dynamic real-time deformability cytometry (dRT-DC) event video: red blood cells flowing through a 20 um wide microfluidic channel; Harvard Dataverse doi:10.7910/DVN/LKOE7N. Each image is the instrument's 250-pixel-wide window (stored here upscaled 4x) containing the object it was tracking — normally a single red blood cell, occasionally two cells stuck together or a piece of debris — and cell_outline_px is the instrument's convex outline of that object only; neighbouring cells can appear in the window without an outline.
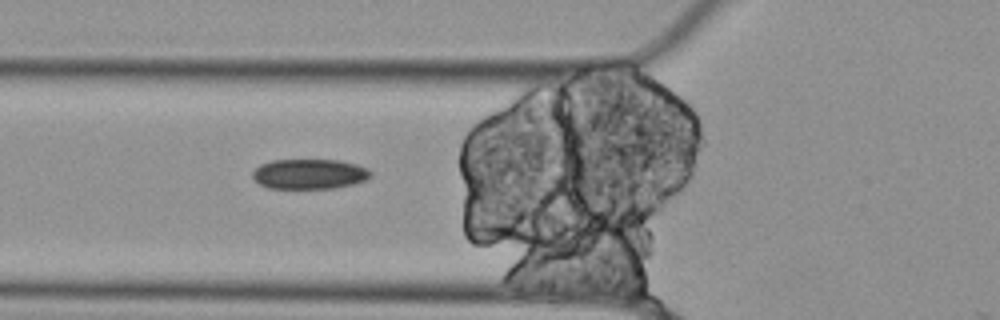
{"species": "Egyptian fruit bat (a non-hibernating species)", "species_latin": "Rousettus aegyptiacus", "temperature_condition": "cold", "stored_images_in_passage": 12, "segment_of_instrument_passage": [2, 2], "camera_frame_rate_fps": 3000, "um_per_image_px": 0.085, "animal": {"sex": "female"}, "frame": {"image": 1, "passage_image": 11, "time_ms": 3.333, "image_size_px": [1000, 320], "cell_outline_px": [[372, 176], [364, 180], [352, 184], [336, 188], [268, 188], [260, 184], [252, 176], [252, 172], [260, 164], [272, 160], [340, 160], [356, 164], [368, 168], [372, 172]], "centroid_in_image_um": [26.31, 14.78], "position_along_channel_um": 99.5, "area_um2": 20.69}}